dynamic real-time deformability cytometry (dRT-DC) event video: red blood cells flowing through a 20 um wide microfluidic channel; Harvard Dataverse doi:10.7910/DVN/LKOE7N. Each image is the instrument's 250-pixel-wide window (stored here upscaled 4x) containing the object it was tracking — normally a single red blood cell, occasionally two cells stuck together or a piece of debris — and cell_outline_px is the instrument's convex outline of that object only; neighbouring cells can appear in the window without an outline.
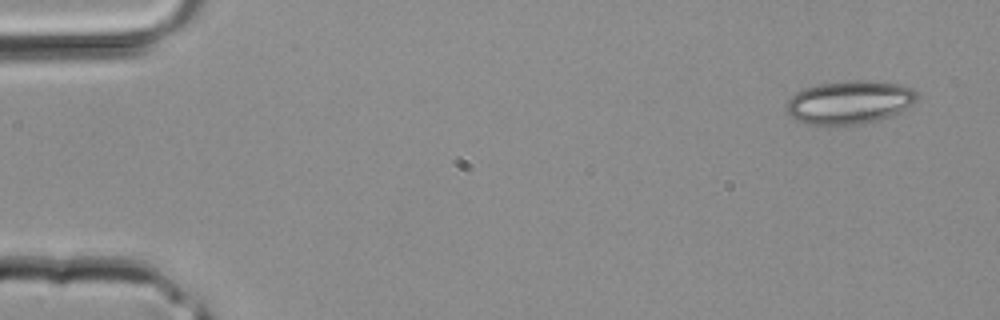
{"species": "common noctule bat (a hibernating species)", "species_latin": "Nyctalus noctula", "temperature_condition": "room temperature", "stored_images_in_passage": 3, "camera_frame_rate_fps": 3000, "um_per_image_px": 0.085, "animal": {"sex": "male", "body_mass_g": 20.4}, "frame": {"image": 1, "passage_image": 1, "time_ms": 0.0, "image_size_px": [1000, 320], "cell_outline_px": [[920, 96], [912, 104], [888, 116], [860, 124], [808, 124], [796, 120], [788, 112], [788, 100], [796, 92], [804, 88], [820, 84], [848, 80], [872, 80], [900, 84], [912, 88]], "centroid_in_image_um": [72.22, 8.66], "position_along_channel_um": 12.8, "area_um2": 32.48}}